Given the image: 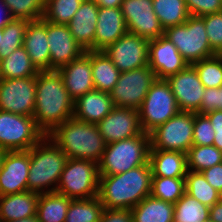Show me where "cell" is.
Segmentation results:
<instances>
[{
  "mask_svg": "<svg viewBox=\"0 0 222 222\" xmlns=\"http://www.w3.org/2000/svg\"><path fill=\"white\" fill-rule=\"evenodd\" d=\"M35 95L33 118L37 128L45 136L73 117L74 101L69 96L58 70L37 73Z\"/></svg>",
  "mask_w": 222,
  "mask_h": 222,
  "instance_id": "6da1fadb",
  "label": "cell"
},
{
  "mask_svg": "<svg viewBox=\"0 0 222 222\" xmlns=\"http://www.w3.org/2000/svg\"><path fill=\"white\" fill-rule=\"evenodd\" d=\"M152 171L149 162L115 175L99 177L98 197L104 208L132 209L150 196Z\"/></svg>",
  "mask_w": 222,
  "mask_h": 222,
  "instance_id": "7a4b0ae2",
  "label": "cell"
},
{
  "mask_svg": "<svg viewBox=\"0 0 222 222\" xmlns=\"http://www.w3.org/2000/svg\"><path fill=\"white\" fill-rule=\"evenodd\" d=\"M48 137L66 154L67 158L91 160L99 163L106 143L96 124L74 117L65 120Z\"/></svg>",
  "mask_w": 222,
  "mask_h": 222,
  "instance_id": "3957f363",
  "label": "cell"
},
{
  "mask_svg": "<svg viewBox=\"0 0 222 222\" xmlns=\"http://www.w3.org/2000/svg\"><path fill=\"white\" fill-rule=\"evenodd\" d=\"M28 152V191L39 194L55 192L68 160L66 154L48 136H44Z\"/></svg>",
  "mask_w": 222,
  "mask_h": 222,
  "instance_id": "277c9868",
  "label": "cell"
},
{
  "mask_svg": "<svg viewBox=\"0 0 222 222\" xmlns=\"http://www.w3.org/2000/svg\"><path fill=\"white\" fill-rule=\"evenodd\" d=\"M149 151L150 136L144 132L132 138L106 144L98 163L99 176L120 174L147 164Z\"/></svg>",
  "mask_w": 222,
  "mask_h": 222,
  "instance_id": "5b68a950",
  "label": "cell"
},
{
  "mask_svg": "<svg viewBox=\"0 0 222 222\" xmlns=\"http://www.w3.org/2000/svg\"><path fill=\"white\" fill-rule=\"evenodd\" d=\"M164 36L176 46L189 64L216 55L211 50L202 17L190 16L182 25L165 29Z\"/></svg>",
  "mask_w": 222,
  "mask_h": 222,
  "instance_id": "8992f818",
  "label": "cell"
},
{
  "mask_svg": "<svg viewBox=\"0 0 222 222\" xmlns=\"http://www.w3.org/2000/svg\"><path fill=\"white\" fill-rule=\"evenodd\" d=\"M98 163L68 158L61 173L56 192L70 199H90L98 196Z\"/></svg>",
  "mask_w": 222,
  "mask_h": 222,
  "instance_id": "52a82bcc",
  "label": "cell"
},
{
  "mask_svg": "<svg viewBox=\"0 0 222 222\" xmlns=\"http://www.w3.org/2000/svg\"><path fill=\"white\" fill-rule=\"evenodd\" d=\"M138 110L140 127L148 134L180 111L166 79H156Z\"/></svg>",
  "mask_w": 222,
  "mask_h": 222,
  "instance_id": "ba28073f",
  "label": "cell"
},
{
  "mask_svg": "<svg viewBox=\"0 0 222 222\" xmlns=\"http://www.w3.org/2000/svg\"><path fill=\"white\" fill-rule=\"evenodd\" d=\"M194 113L179 111L149 133L150 149L187 153L193 145Z\"/></svg>",
  "mask_w": 222,
  "mask_h": 222,
  "instance_id": "9c48e42d",
  "label": "cell"
},
{
  "mask_svg": "<svg viewBox=\"0 0 222 222\" xmlns=\"http://www.w3.org/2000/svg\"><path fill=\"white\" fill-rule=\"evenodd\" d=\"M44 136L33 117L0 110V148L28 151Z\"/></svg>",
  "mask_w": 222,
  "mask_h": 222,
  "instance_id": "30bf717a",
  "label": "cell"
},
{
  "mask_svg": "<svg viewBox=\"0 0 222 222\" xmlns=\"http://www.w3.org/2000/svg\"><path fill=\"white\" fill-rule=\"evenodd\" d=\"M156 79L149 66L121 72L109 93L114 106L139 109Z\"/></svg>",
  "mask_w": 222,
  "mask_h": 222,
  "instance_id": "8fae6325",
  "label": "cell"
},
{
  "mask_svg": "<svg viewBox=\"0 0 222 222\" xmlns=\"http://www.w3.org/2000/svg\"><path fill=\"white\" fill-rule=\"evenodd\" d=\"M149 41L145 37L127 32L102 51L120 72L131 71L148 66Z\"/></svg>",
  "mask_w": 222,
  "mask_h": 222,
  "instance_id": "7c38bea8",
  "label": "cell"
},
{
  "mask_svg": "<svg viewBox=\"0 0 222 222\" xmlns=\"http://www.w3.org/2000/svg\"><path fill=\"white\" fill-rule=\"evenodd\" d=\"M36 76L27 78H0V110L18 115H34Z\"/></svg>",
  "mask_w": 222,
  "mask_h": 222,
  "instance_id": "4fadbf2b",
  "label": "cell"
},
{
  "mask_svg": "<svg viewBox=\"0 0 222 222\" xmlns=\"http://www.w3.org/2000/svg\"><path fill=\"white\" fill-rule=\"evenodd\" d=\"M120 8L129 33L148 40L164 35V29L153 11V0H123Z\"/></svg>",
  "mask_w": 222,
  "mask_h": 222,
  "instance_id": "5bb4252c",
  "label": "cell"
},
{
  "mask_svg": "<svg viewBox=\"0 0 222 222\" xmlns=\"http://www.w3.org/2000/svg\"><path fill=\"white\" fill-rule=\"evenodd\" d=\"M171 87L180 111L197 113L205 91L196 69L189 64L184 70L169 76Z\"/></svg>",
  "mask_w": 222,
  "mask_h": 222,
  "instance_id": "9a60e30c",
  "label": "cell"
},
{
  "mask_svg": "<svg viewBox=\"0 0 222 222\" xmlns=\"http://www.w3.org/2000/svg\"><path fill=\"white\" fill-rule=\"evenodd\" d=\"M97 127L106 144L132 138L143 132L139 122V110L135 108L114 107Z\"/></svg>",
  "mask_w": 222,
  "mask_h": 222,
  "instance_id": "2e32d148",
  "label": "cell"
},
{
  "mask_svg": "<svg viewBox=\"0 0 222 222\" xmlns=\"http://www.w3.org/2000/svg\"><path fill=\"white\" fill-rule=\"evenodd\" d=\"M46 29L50 52V70L60 69L85 52L72 36L68 25L46 21Z\"/></svg>",
  "mask_w": 222,
  "mask_h": 222,
  "instance_id": "e0dca14e",
  "label": "cell"
},
{
  "mask_svg": "<svg viewBox=\"0 0 222 222\" xmlns=\"http://www.w3.org/2000/svg\"><path fill=\"white\" fill-rule=\"evenodd\" d=\"M189 63L178 52L176 46L164 35L149 41L148 66L157 79H167L182 70Z\"/></svg>",
  "mask_w": 222,
  "mask_h": 222,
  "instance_id": "ac0fdd59",
  "label": "cell"
},
{
  "mask_svg": "<svg viewBox=\"0 0 222 222\" xmlns=\"http://www.w3.org/2000/svg\"><path fill=\"white\" fill-rule=\"evenodd\" d=\"M29 166L28 151H7L0 170V196L28 190Z\"/></svg>",
  "mask_w": 222,
  "mask_h": 222,
  "instance_id": "d6986e66",
  "label": "cell"
},
{
  "mask_svg": "<svg viewBox=\"0 0 222 222\" xmlns=\"http://www.w3.org/2000/svg\"><path fill=\"white\" fill-rule=\"evenodd\" d=\"M69 96L76 101L82 95L94 90L91 66V51L58 69Z\"/></svg>",
  "mask_w": 222,
  "mask_h": 222,
  "instance_id": "ffe728a7",
  "label": "cell"
},
{
  "mask_svg": "<svg viewBox=\"0 0 222 222\" xmlns=\"http://www.w3.org/2000/svg\"><path fill=\"white\" fill-rule=\"evenodd\" d=\"M98 12L99 7L94 1L84 0L67 24L72 36L85 52L94 51Z\"/></svg>",
  "mask_w": 222,
  "mask_h": 222,
  "instance_id": "44dd1931",
  "label": "cell"
},
{
  "mask_svg": "<svg viewBox=\"0 0 222 222\" xmlns=\"http://www.w3.org/2000/svg\"><path fill=\"white\" fill-rule=\"evenodd\" d=\"M128 32L120 7H99L94 51H102Z\"/></svg>",
  "mask_w": 222,
  "mask_h": 222,
  "instance_id": "7402d4cb",
  "label": "cell"
},
{
  "mask_svg": "<svg viewBox=\"0 0 222 222\" xmlns=\"http://www.w3.org/2000/svg\"><path fill=\"white\" fill-rule=\"evenodd\" d=\"M23 47L38 71L50 70V52L47 42L46 20L41 18L28 22Z\"/></svg>",
  "mask_w": 222,
  "mask_h": 222,
  "instance_id": "603a6c76",
  "label": "cell"
},
{
  "mask_svg": "<svg viewBox=\"0 0 222 222\" xmlns=\"http://www.w3.org/2000/svg\"><path fill=\"white\" fill-rule=\"evenodd\" d=\"M114 107L108 92L94 89L74 101L73 117L97 125Z\"/></svg>",
  "mask_w": 222,
  "mask_h": 222,
  "instance_id": "cb8c5ba5",
  "label": "cell"
},
{
  "mask_svg": "<svg viewBox=\"0 0 222 222\" xmlns=\"http://www.w3.org/2000/svg\"><path fill=\"white\" fill-rule=\"evenodd\" d=\"M39 196V193L28 190L0 196V222L35 216Z\"/></svg>",
  "mask_w": 222,
  "mask_h": 222,
  "instance_id": "d4e9b609",
  "label": "cell"
},
{
  "mask_svg": "<svg viewBox=\"0 0 222 222\" xmlns=\"http://www.w3.org/2000/svg\"><path fill=\"white\" fill-rule=\"evenodd\" d=\"M149 164L152 176L185 178L187 174V154L179 151L150 149Z\"/></svg>",
  "mask_w": 222,
  "mask_h": 222,
  "instance_id": "484cf974",
  "label": "cell"
},
{
  "mask_svg": "<svg viewBox=\"0 0 222 222\" xmlns=\"http://www.w3.org/2000/svg\"><path fill=\"white\" fill-rule=\"evenodd\" d=\"M133 222H174V204L147 196L131 209Z\"/></svg>",
  "mask_w": 222,
  "mask_h": 222,
  "instance_id": "4316f807",
  "label": "cell"
},
{
  "mask_svg": "<svg viewBox=\"0 0 222 222\" xmlns=\"http://www.w3.org/2000/svg\"><path fill=\"white\" fill-rule=\"evenodd\" d=\"M91 66L94 89L110 93L121 72L103 51H91Z\"/></svg>",
  "mask_w": 222,
  "mask_h": 222,
  "instance_id": "83f0119b",
  "label": "cell"
},
{
  "mask_svg": "<svg viewBox=\"0 0 222 222\" xmlns=\"http://www.w3.org/2000/svg\"><path fill=\"white\" fill-rule=\"evenodd\" d=\"M72 199L58 192L41 193L36 216L39 222H65L68 206Z\"/></svg>",
  "mask_w": 222,
  "mask_h": 222,
  "instance_id": "f1b7e54d",
  "label": "cell"
},
{
  "mask_svg": "<svg viewBox=\"0 0 222 222\" xmlns=\"http://www.w3.org/2000/svg\"><path fill=\"white\" fill-rule=\"evenodd\" d=\"M38 72L23 46L0 60V78L2 79L27 78L37 76Z\"/></svg>",
  "mask_w": 222,
  "mask_h": 222,
  "instance_id": "f546056e",
  "label": "cell"
},
{
  "mask_svg": "<svg viewBox=\"0 0 222 222\" xmlns=\"http://www.w3.org/2000/svg\"><path fill=\"white\" fill-rule=\"evenodd\" d=\"M185 192L209 208L222 199V194L207 182L202 172L187 171Z\"/></svg>",
  "mask_w": 222,
  "mask_h": 222,
  "instance_id": "4dcf8cb0",
  "label": "cell"
},
{
  "mask_svg": "<svg viewBox=\"0 0 222 222\" xmlns=\"http://www.w3.org/2000/svg\"><path fill=\"white\" fill-rule=\"evenodd\" d=\"M153 11L164 30L182 25L191 16L185 0H153Z\"/></svg>",
  "mask_w": 222,
  "mask_h": 222,
  "instance_id": "1f68e13d",
  "label": "cell"
},
{
  "mask_svg": "<svg viewBox=\"0 0 222 222\" xmlns=\"http://www.w3.org/2000/svg\"><path fill=\"white\" fill-rule=\"evenodd\" d=\"M104 206L98 196L71 200L65 222H99Z\"/></svg>",
  "mask_w": 222,
  "mask_h": 222,
  "instance_id": "d6a6232c",
  "label": "cell"
},
{
  "mask_svg": "<svg viewBox=\"0 0 222 222\" xmlns=\"http://www.w3.org/2000/svg\"><path fill=\"white\" fill-rule=\"evenodd\" d=\"M186 154L187 169L191 171L202 172L222 163V152L214 145H192Z\"/></svg>",
  "mask_w": 222,
  "mask_h": 222,
  "instance_id": "836d02e7",
  "label": "cell"
},
{
  "mask_svg": "<svg viewBox=\"0 0 222 222\" xmlns=\"http://www.w3.org/2000/svg\"><path fill=\"white\" fill-rule=\"evenodd\" d=\"M185 193V178L152 176L151 196L175 204Z\"/></svg>",
  "mask_w": 222,
  "mask_h": 222,
  "instance_id": "e575fe53",
  "label": "cell"
},
{
  "mask_svg": "<svg viewBox=\"0 0 222 222\" xmlns=\"http://www.w3.org/2000/svg\"><path fill=\"white\" fill-rule=\"evenodd\" d=\"M209 207L186 192L174 204V222H197L209 218Z\"/></svg>",
  "mask_w": 222,
  "mask_h": 222,
  "instance_id": "d590c367",
  "label": "cell"
},
{
  "mask_svg": "<svg viewBox=\"0 0 222 222\" xmlns=\"http://www.w3.org/2000/svg\"><path fill=\"white\" fill-rule=\"evenodd\" d=\"M84 0H45L43 19L53 23L67 25Z\"/></svg>",
  "mask_w": 222,
  "mask_h": 222,
  "instance_id": "8d00e7d4",
  "label": "cell"
},
{
  "mask_svg": "<svg viewBox=\"0 0 222 222\" xmlns=\"http://www.w3.org/2000/svg\"><path fill=\"white\" fill-rule=\"evenodd\" d=\"M205 88L222 86V55H215L191 64Z\"/></svg>",
  "mask_w": 222,
  "mask_h": 222,
  "instance_id": "74e56055",
  "label": "cell"
},
{
  "mask_svg": "<svg viewBox=\"0 0 222 222\" xmlns=\"http://www.w3.org/2000/svg\"><path fill=\"white\" fill-rule=\"evenodd\" d=\"M28 20L14 19L3 28V38L0 43V60L8 57L14 50L23 46Z\"/></svg>",
  "mask_w": 222,
  "mask_h": 222,
  "instance_id": "f35d334b",
  "label": "cell"
},
{
  "mask_svg": "<svg viewBox=\"0 0 222 222\" xmlns=\"http://www.w3.org/2000/svg\"><path fill=\"white\" fill-rule=\"evenodd\" d=\"M15 19L28 21L43 18L45 0H4Z\"/></svg>",
  "mask_w": 222,
  "mask_h": 222,
  "instance_id": "ab89813d",
  "label": "cell"
},
{
  "mask_svg": "<svg viewBox=\"0 0 222 222\" xmlns=\"http://www.w3.org/2000/svg\"><path fill=\"white\" fill-rule=\"evenodd\" d=\"M211 50L222 55V12L202 16Z\"/></svg>",
  "mask_w": 222,
  "mask_h": 222,
  "instance_id": "60d3db41",
  "label": "cell"
},
{
  "mask_svg": "<svg viewBox=\"0 0 222 222\" xmlns=\"http://www.w3.org/2000/svg\"><path fill=\"white\" fill-rule=\"evenodd\" d=\"M215 131L206 115L194 113L193 145L212 146Z\"/></svg>",
  "mask_w": 222,
  "mask_h": 222,
  "instance_id": "b9f144b4",
  "label": "cell"
},
{
  "mask_svg": "<svg viewBox=\"0 0 222 222\" xmlns=\"http://www.w3.org/2000/svg\"><path fill=\"white\" fill-rule=\"evenodd\" d=\"M191 16L202 17L221 12L222 0H185Z\"/></svg>",
  "mask_w": 222,
  "mask_h": 222,
  "instance_id": "7bdbcfd3",
  "label": "cell"
},
{
  "mask_svg": "<svg viewBox=\"0 0 222 222\" xmlns=\"http://www.w3.org/2000/svg\"><path fill=\"white\" fill-rule=\"evenodd\" d=\"M215 110L222 111V86L205 88L198 114L206 115Z\"/></svg>",
  "mask_w": 222,
  "mask_h": 222,
  "instance_id": "ee69618b",
  "label": "cell"
},
{
  "mask_svg": "<svg viewBox=\"0 0 222 222\" xmlns=\"http://www.w3.org/2000/svg\"><path fill=\"white\" fill-rule=\"evenodd\" d=\"M99 222H133L131 209L104 208Z\"/></svg>",
  "mask_w": 222,
  "mask_h": 222,
  "instance_id": "f6af8a7d",
  "label": "cell"
},
{
  "mask_svg": "<svg viewBox=\"0 0 222 222\" xmlns=\"http://www.w3.org/2000/svg\"><path fill=\"white\" fill-rule=\"evenodd\" d=\"M202 174L207 182L222 194V163L202 171Z\"/></svg>",
  "mask_w": 222,
  "mask_h": 222,
  "instance_id": "bcb514c9",
  "label": "cell"
},
{
  "mask_svg": "<svg viewBox=\"0 0 222 222\" xmlns=\"http://www.w3.org/2000/svg\"><path fill=\"white\" fill-rule=\"evenodd\" d=\"M15 18L12 16L10 9L5 4L4 0H0V29H3L8 23Z\"/></svg>",
  "mask_w": 222,
  "mask_h": 222,
  "instance_id": "7dc6e473",
  "label": "cell"
},
{
  "mask_svg": "<svg viewBox=\"0 0 222 222\" xmlns=\"http://www.w3.org/2000/svg\"><path fill=\"white\" fill-rule=\"evenodd\" d=\"M206 116L209 118L214 131L222 132V111L215 110L213 112L207 113Z\"/></svg>",
  "mask_w": 222,
  "mask_h": 222,
  "instance_id": "c3c4849f",
  "label": "cell"
},
{
  "mask_svg": "<svg viewBox=\"0 0 222 222\" xmlns=\"http://www.w3.org/2000/svg\"><path fill=\"white\" fill-rule=\"evenodd\" d=\"M209 218L214 222H222V199L210 207Z\"/></svg>",
  "mask_w": 222,
  "mask_h": 222,
  "instance_id": "681fc988",
  "label": "cell"
},
{
  "mask_svg": "<svg viewBox=\"0 0 222 222\" xmlns=\"http://www.w3.org/2000/svg\"><path fill=\"white\" fill-rule=\"evenodd\" d=\"M94 1L98 7H104V8H115V7H121V4L123 3V0H92Z\"/></svg>",
  "mask_w": 222,
  "mask_h": 222,
  "instance_id": "f907efd6",
  "label": "cell"
},
{
  "mask_svg": "<svg viewBox=\"0 0 222 222\" xmlns=\"http://www.w3.org/2000/svg\"><path fill=\"white\" fill-rule=\"evenodd\" d=\"M213 145L222 152V132H215Z\"/></svg>",
  "mask_w": 222,
  "mask_h": 222,
  "instance_id": "816d5d0a",
  "label": "cell"
},
{
  "mask_svg": "<svg viewBox=\"0 0 222 222\" xmlns=\"http://www.w3.org/2000/svg\"><path fill=\"white\" fill-rule=\"evenodd\" d=\"M9 222H39L37 216L26 217L20 220L9 221Z\"/></svg>",
  "mask_w": 222,
  "mask_h": 222,
  "instance_id": "f5cc1de1",
  "label": "cell"
},
{
  "mask_svg": "<svg viewBox=\"0 0 222 222\" xmlns=\"http://www.w3.org/2000/svg\"><path fill=\"white\" fill-rule=\"evenodd\" d=\"M7 153V150L0 148V170L2 168L4 157Z\"/></svg>",
  "mask_w": 222,
  "mask_h": 222,
  "instance_id": "db71d44e",
  "label": "cell"
},
{
  "mask_svg": "<svg viewBox=\"0 0 222 222\" xmlns=\"http://www.w3.org/2000/svg\"><path fill=\"white\" fill-rule=\"evenodd\" d=\"M197 222H214V221H212L210 218H208V219H206V220H199V221H197Z\"/></svg>",
  "mask_w": 222,
  "mask_h": 222,
  "instance_id": "11a10c76",
  "label": "cell"
},
{
  "mask_svg": "<svg viewBox=\"0 0 222 222\" xmlns=\"http://www.w3.org/2000/svg\"><path fill=\"white\" fill-rule=\"evenodd\" d=\"M2 38H3V29H0V43L2 42Z\"/></svg>",
  "mask_w": 222,
  "mask_h": 222,
  "instance_id": "9f6ffc18",
  "label": "cell"
}]
</instances>
